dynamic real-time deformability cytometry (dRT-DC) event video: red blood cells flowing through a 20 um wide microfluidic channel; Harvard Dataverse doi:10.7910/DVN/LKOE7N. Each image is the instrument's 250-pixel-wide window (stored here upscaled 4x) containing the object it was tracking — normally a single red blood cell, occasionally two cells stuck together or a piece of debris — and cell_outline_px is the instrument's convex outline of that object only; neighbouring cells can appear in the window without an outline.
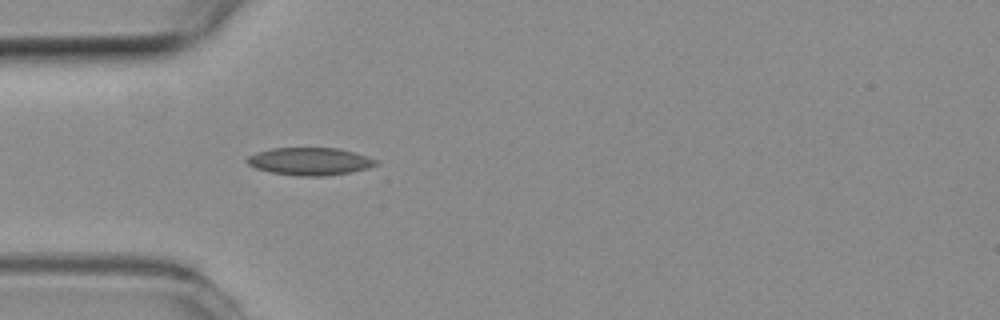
{"species": "common noctule bat (a hibernating species)", "species_latin": "Nyctalus noctula", "temperature_condition": "room temperature", "stored_images_in_passage": 5, "camera_frame_rate_fps": 3000, "um_per_image_px": 0.085, "animal": {"sex": "female", "body_mass_g": 19.3, "forearm_length_mm": 54.1}, "frame": {"image": 1, "passage_image": 5, "time_ms": 1.333, "image_size_px": [1000, 320], "cell_outline_px": [[376, 164], [368, 168], [352, 172], [324, 176], [296, 176], [272, 172], [256, 168], [248, 164], [244, 160], [248, 156], [256, 152], [272, 148], [340, 148], [356, 152], [368, 156], [376, 160]], "centroid_in_image_um": [26.33, 13.71], "position_along_channel_um": 58.7, "area_um2": 20.81}}